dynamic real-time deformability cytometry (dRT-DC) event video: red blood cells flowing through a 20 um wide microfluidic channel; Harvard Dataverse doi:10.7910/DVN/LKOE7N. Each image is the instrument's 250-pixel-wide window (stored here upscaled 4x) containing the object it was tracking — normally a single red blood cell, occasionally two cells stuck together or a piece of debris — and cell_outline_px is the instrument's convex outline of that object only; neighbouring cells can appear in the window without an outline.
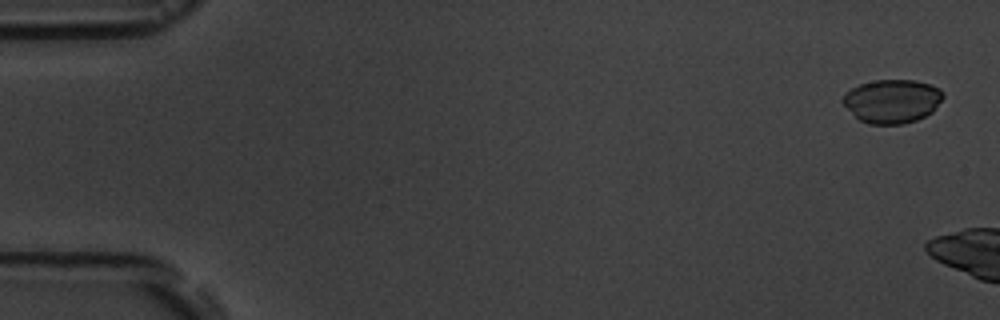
{"species": "common noctule bat (a hibernating species)", "species_latin": "Nyctalus noctula", "temperature_condition": "room temperature", "stored_images_in_passage": 5, "camera_frame_rate_fps": 3000, "um_per_image_px": 0.085, "animal": {"sex": "male", "body_mass_g": 19.5, "forearm_length_mm": 54.6}, "frame": {"image": 1, "passage_image": 1, "time_ms": 0.0, "image_size_px": [1000, 320], "cell_outline_px": [[944, 96], [932, 112], [916, 120], [904, 124], [868, 124], [860, 120], [840, 100], [844, 92], [860, 84], [876, 80], [912, 80], [928, 84], [940, 88]], "centroid_in_image_um": [75.82, 8.59], "position_along_channel_um": 9.2, "area_um2": 25.37}}